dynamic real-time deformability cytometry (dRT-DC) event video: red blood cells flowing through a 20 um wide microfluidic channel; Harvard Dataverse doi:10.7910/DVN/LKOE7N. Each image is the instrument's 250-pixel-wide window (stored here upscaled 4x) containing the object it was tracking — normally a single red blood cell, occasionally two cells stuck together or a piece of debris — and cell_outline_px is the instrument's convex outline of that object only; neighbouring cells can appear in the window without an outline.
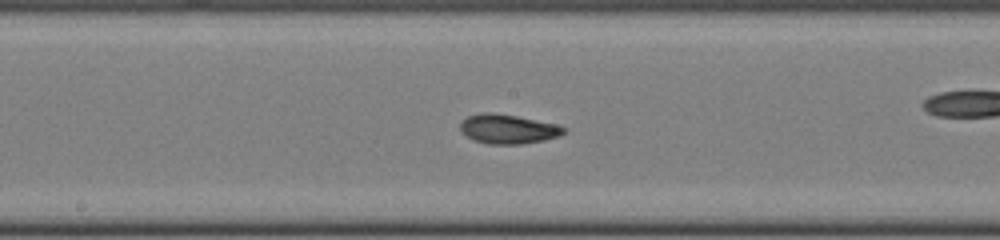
{"species": "common noctule bat (a hibernating species)", "species_latin": "Nyctalus noctula", "temperature_condition": "cold", "stored_images_in_passage": 24, "camera_frame_rate_fps": 3000, "um_per_image_px": 0.085, "animal": {"sex": "female", "body_mass_g": 22.0, "forearm_length_mm": 56.7}, "frame": {"image": 1, "passage_image": 21, "time_ms": 6.667, "image_size_px": [1000, 240], "cell_outline_px": [[568, 128], [560, 136], [544, 140], [520, 144], [488, 144], [472, 140], [460, 128], [460, 124], [468, 116], [484, 112], [492, 112], [516, 116], [556, 124]], "centroid_in_image_um": [43.2, 10.97], "position_along_channel_um": 205.0, "area_um2": 17.57}}
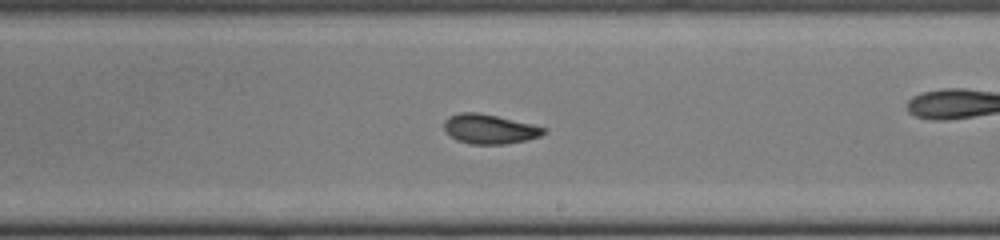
{"frame": {"image": 2, "passage_image": 24, "time_ms": 7.667, "image_size_px": [1000, 240], "cell_outline_px": [[548, 132], [540, 136], [528, 140], [504, 144], [468, 144], [456, 140], [444, 128], [444, 120], [448, 116], [460, 112], [480, 112], [532, 124], [548, 128]], "centroid_in_image_um": [41.64, 10.96], "position_along_channel_um": 247.4, "area_um2": 17.34}}